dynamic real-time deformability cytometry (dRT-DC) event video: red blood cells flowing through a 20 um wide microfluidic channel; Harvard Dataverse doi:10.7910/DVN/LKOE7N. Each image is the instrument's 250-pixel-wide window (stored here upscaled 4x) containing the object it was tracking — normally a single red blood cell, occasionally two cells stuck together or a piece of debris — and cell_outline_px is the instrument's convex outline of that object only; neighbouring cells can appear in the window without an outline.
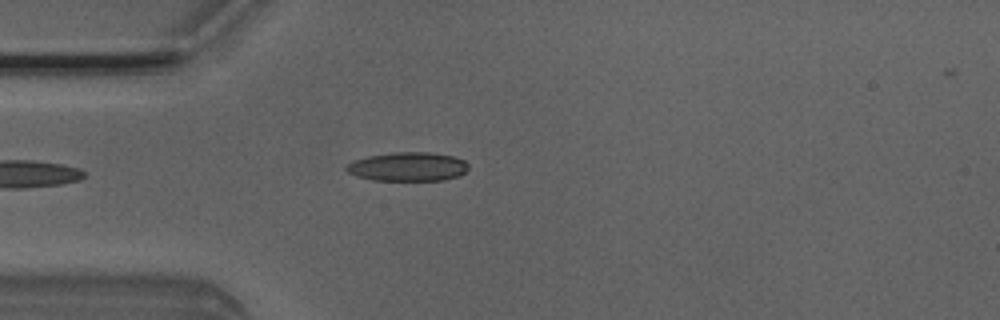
{"species": "Egyptian fruit bat (a non-hibernating species)", "species_latin": "Rousettus aegyptiacus", "temperature_condition": "room temperature", "stored_images_in_passage": 4, "camera_frame_rate_fps": 3000, "um_per_image_px": 0.085, "animal": {"sex": "male"}, "frame": {"image": 1, "passage_image": 4, "time_ms": 1.0, "image_size_px": [1000, 320], "cell_outline_px": [[468, 168], [460, 176], [444, 180], [372, 180], [356, 176], [348, 172], [344, 168], [352, 160], [368, 156], [392, 152], [432, 152], [452, 156], [464, 160], [468, 164]], "centroid_in_image_um": [34.66, 14.16], "position_along_channel_um": 50.3, "area_um2": 20.69}}